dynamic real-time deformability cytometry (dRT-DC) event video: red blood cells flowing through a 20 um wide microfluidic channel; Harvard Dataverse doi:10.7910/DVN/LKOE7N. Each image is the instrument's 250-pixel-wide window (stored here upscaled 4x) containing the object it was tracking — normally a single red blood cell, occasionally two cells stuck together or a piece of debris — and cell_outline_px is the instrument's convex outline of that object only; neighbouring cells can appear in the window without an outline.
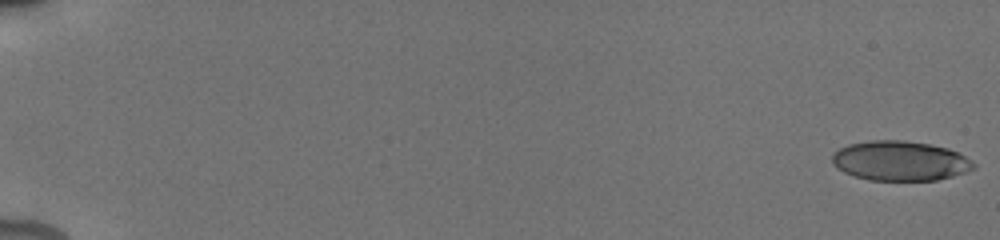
{"species": "human", "species_latin": "Homo sapiens", "temperature_condition": "cold", "stored_images_in_passage": 52, "camera_frame_rate_fps": 3000, "um_per_image_px": 0.085, "donor": {"sex": "male"}, "frame": {"image": 1, "passage_image": 1, "time_ms": 0.0, "image_size_px": [1000, 240], "cell_outline_px": [[976, 168], [952, 176], [936, 180], [868, 180], [844, 172], [836, 168], [832, 164], [832, 152], [848, 144], [872, 140], [904, 140], [928, 144], [948, 148], [972, 160], [976, 164]], "centroid_in_image_um": [76.48, 13.67], "position_along_channel_um": 8.5, "area_um2": 32.77}}
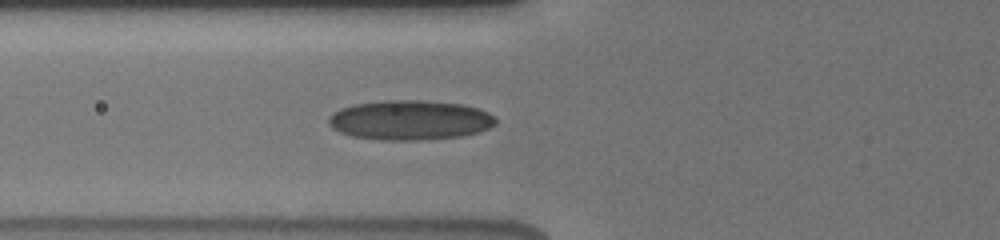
{"frame": {"image": 2, "passage_image": 22, "time_ms": 7.333, "image_size_px": [1000, 240], "cell_outline_px": [[496, 124], [488, 128], [464, 136], [416, 140], [380, 140], [352, 136], [340, 132], [332, 128], [328, 124], [328, 116], [332, 112], [340, 108], [356, 104], [388, 100], [420, 100], [460, 104], [480, 108], [496, 116]], "centroid_in_image_um": [34.84, 10.21], "position_along_channel_um": 91.0, "area_um2": 38.78}}
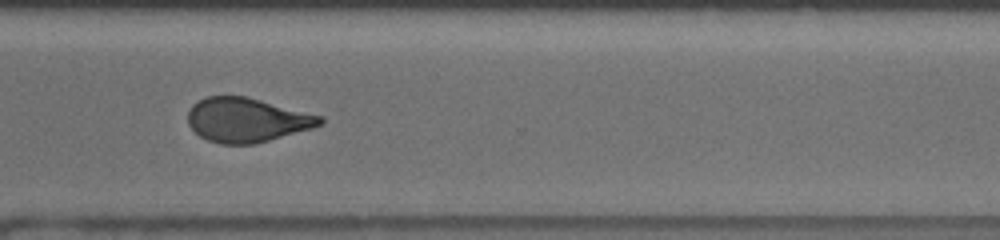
{"frame": {"image": 3, "passage_image": 42, "time_ms": 14.0, "image_size_px": [1000, 240], "cell_outline_px": [[324, 124], [312, 128], [268, 140], [252, 144], [220, 144], [208, 140], [200, 136], [188, 124], [188, 112], [192, 104], [204, 96], [244, 96], [324, 116]], "centroid_in_image_um": [20.98, 10.19], "position_along_channel_um": 349.6, "area_um2": 33.99}, "authors_computed_cell_mechanics": {"area_um2": 34.68, "velocity_mm_per_s": 3.8753, "shape_relaxation_time_tau1_ms": 11.1595, "shape_relaxation_time_tau2_ms": 1.7175, "deformation_change_tau1": 0.2303, "deformation_change_tau2": 0.0922}}